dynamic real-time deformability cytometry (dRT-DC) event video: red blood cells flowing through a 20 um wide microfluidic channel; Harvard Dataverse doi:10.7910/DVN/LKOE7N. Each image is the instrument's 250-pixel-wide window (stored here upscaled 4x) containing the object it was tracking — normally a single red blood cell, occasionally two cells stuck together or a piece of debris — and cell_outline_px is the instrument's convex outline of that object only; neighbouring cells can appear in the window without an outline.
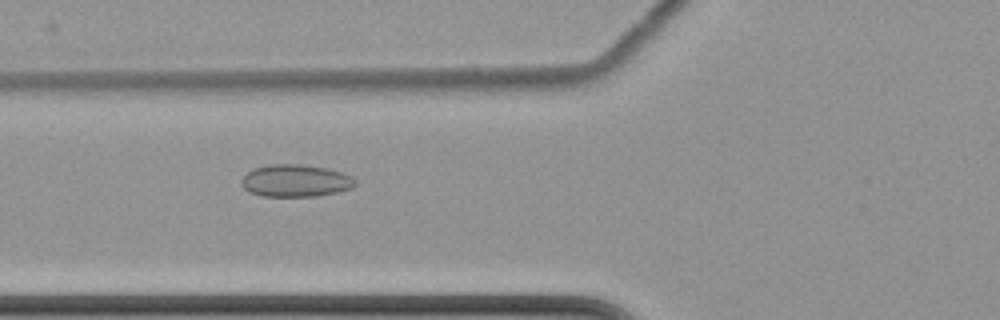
{"species": "common noctule bat (a hibernating species)", "species_latin": "Nyctalus noctula", "temperature_condition": "cold", "stored_images_in_passage": 9, "camera_frame_rate_fps": 3000, "um_per_image_px": 0.085, "animal": {"sex": "female", "body_mass_g": 22.7, "forearm_length_mm": 54.2}, "frame": {"image": 1, "passage_image": 4, "time_ms": 3.333, "image_size_px": [1000, 320], "cell_outline_px": [[356, 184], [352, 188], [340, 192], [316, 196], [260, 196], [248, 192], [240, 184], [240, 180], [252, 168], [268, 164], [300, 164], [324, 168], [340, 172], [352, 176], [356, 180]], "centroid_in_image_um": [25.1, 15.37], "position_along_channel_um": 100.7, "area_um2": 21.62}}
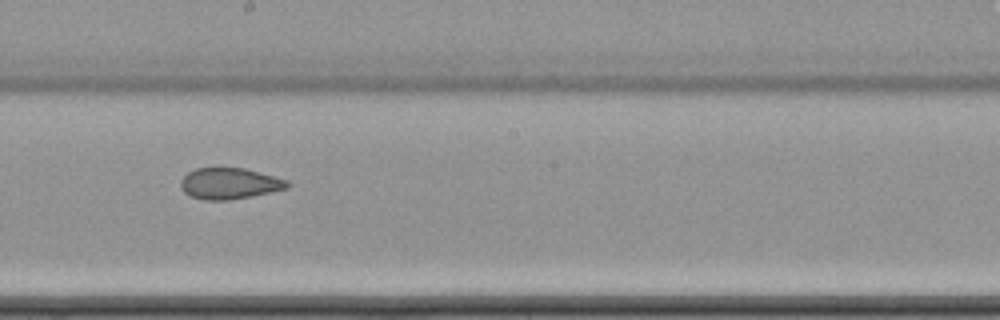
{"frame": {"image": 2, "passage_image": 7, "time_ms": 7.0, "image_size_px": [1000, 320], "cell_outline_px": [[292, 184], [288, 188], [252, 196], [228, 200], [204, 200], [188, 196], [180, 188], [180, 180], [188, 172], [196, 168], [244, 168], [288, 180]], "centroid_in_image_um": [19.49, 15.6], "position_along_channel_um": 228.7, "area_um2": 19.48}}
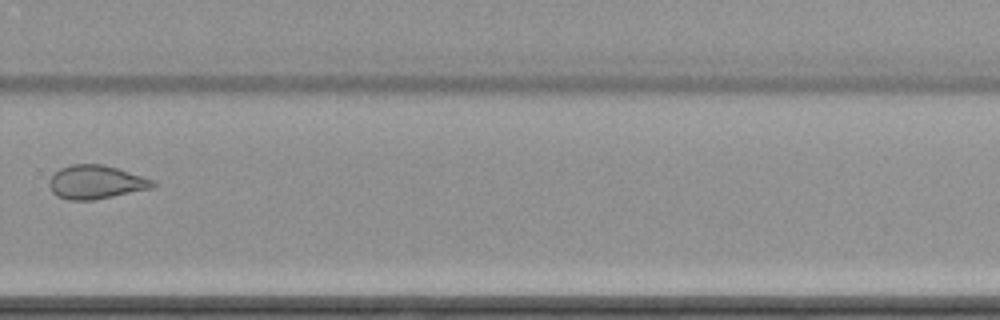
{"frame": {"image": 3, "passage_image": 9, "time_ms": 9.667, "image_size_px": [1000, 320], "cell_outline_px": [[156, 184], [152, 188], [92, 200], [68, 200], [56, 196], [52, 192], [48, 184], [48, 180], [60, 168], [72, 164], [104, 164], [144, 176], [156, 180]], "centroid_in_image_um": [8.15, 15.47], "position_along_channel_um": 321.6, "area_um2": 20.4}}